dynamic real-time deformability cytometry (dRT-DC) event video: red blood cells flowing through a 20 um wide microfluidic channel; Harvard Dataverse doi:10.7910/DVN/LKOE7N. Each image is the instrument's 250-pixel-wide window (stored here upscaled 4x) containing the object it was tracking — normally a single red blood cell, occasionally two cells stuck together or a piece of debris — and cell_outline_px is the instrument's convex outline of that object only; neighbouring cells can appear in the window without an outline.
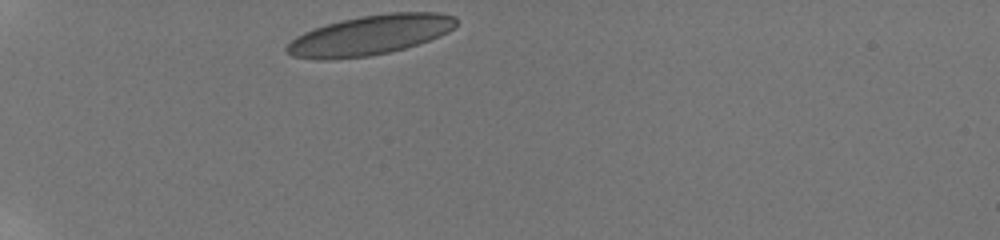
{"species": "human", "species_latin": "Homo sapiens", "temperature_condition": "room temperature", "stored_images_in_passage": 33, "camera_frame_rate_fps": 3000, "um_per_image_px": 0.085, "donor": {"sex": "male"}, "frame": {"image": 1, "passage_image": 1, "time_ms": 0.0, "image_size_px": [1000, 240], "cell_outline_px": [[456, 24], [448, 32], [440, 36], [404, 48], [388, 52], [368, 56], [328, 60], [324, 60], [292, 56], [284, 48], [296, 36], [304, 32], [328, 24], [360, 16], [388, 12], [440, 12], [456, 16]], "centroid_in_image_um": [31.47, 2.98], "position_along_channel_um": 53.5, "area_um2": 38.96}}
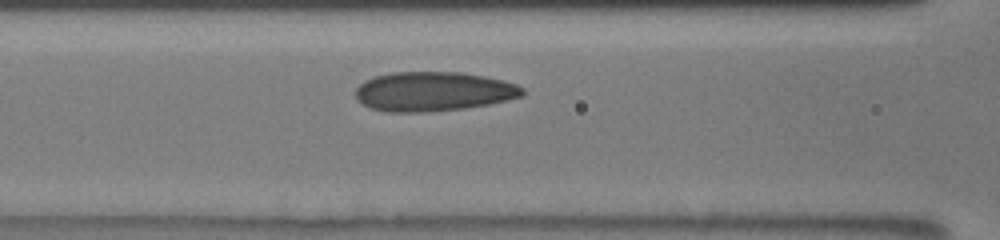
{"frame": {"image": 2, "passage_image": 10, "time_ms": 3.0, "image_size_px": [1000, 240], "cell_outline_px": [[524, 92], [520, 96], [508, 100], [488, 104], [464, 108], [420, 112], [388, 112], [372, 108], [364, 104], [356, 96], [356, 88], [364, 80], [376, 76], [392, 72], [460, 72], [484, 76], [504, 80], [516, 84], [524, 88]], "centroid_in_image_um": [36.85, 7.76], "position_along_channel_um": 129.8, "area_um2": 38.09}}
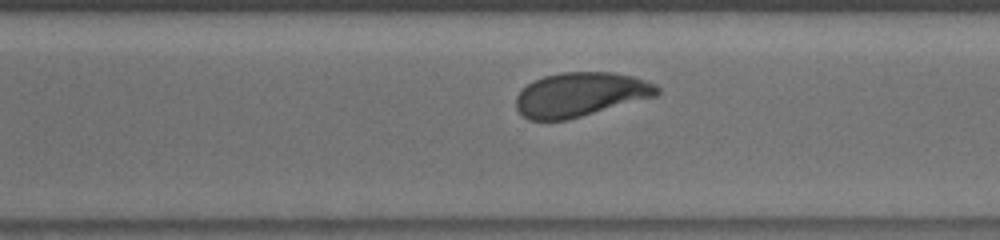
{"frame": {"image": 3, "passage_image": 25, "time_ms": 8.0, "image_size_px": [1000, 240], "cell_outline_px": [[660, 92], [656, 96], [568, 120], [528, 120], [516, 108], [516, 96], [528, 84], [544, 76], [560, 72], [612, 72], [632, 76], [656, 84], [660, 88]], "centroid_in_image_um": [49.35, 8.03], "position_along_channel_um": 321.3, "area_um2": 36.24}, "authors_computed_cell_mechanics": {"area_um2": 37.3388, "velocity_mm_per_s": 3.8399, "shape_relaxation_time_tau1_ms": 5.2156, "shape_relaxation_time_tau2_ms": 0.9163, "deformation_change_tau1": 0.1382, "deformation_change_tau2": 0.0732}}